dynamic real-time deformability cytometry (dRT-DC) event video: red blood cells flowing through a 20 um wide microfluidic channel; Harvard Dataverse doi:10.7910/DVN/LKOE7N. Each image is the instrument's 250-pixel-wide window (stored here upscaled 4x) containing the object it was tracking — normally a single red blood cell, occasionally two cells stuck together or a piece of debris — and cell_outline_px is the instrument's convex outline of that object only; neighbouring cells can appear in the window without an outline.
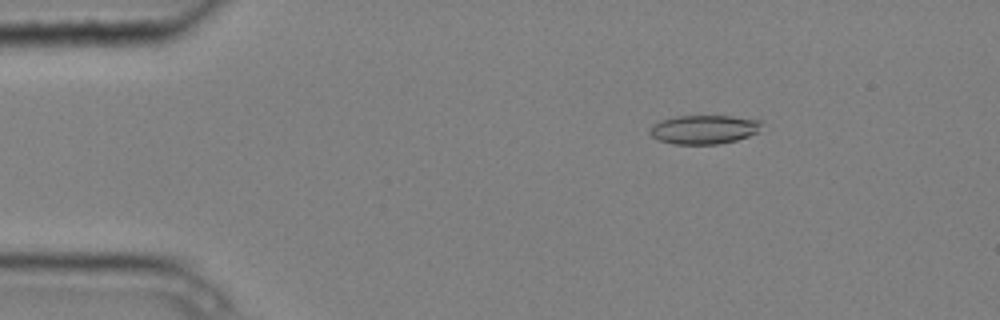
{"species": "common noctule bat (a hibernating species)", "species_latin": "Nyctalus noctula", "temperature_condition": "cold", "stored_images_in_passage": 6, "camera_frame_rate_fps": 3000, "um_per_image_px": 0.085, "animal": {"sex": "male", "body_mass_g": 20.4}, "frame": {"image": 1, "passage_image": 3, "time_ms": 0.667, "image_size_px": [1000, 320], "cell_outline_px": [[764, 120], [760, 132], [736, 140], [720, 144], [676, 144], [660, 140], [652, 136], [648, 132], [652, 124], [660, 120], [676, 116], [732, 116]], "centroid_in_image_um": [59.88, 10.99], "position_along_channel_um": 25.1, "area_um2": 19.07}}